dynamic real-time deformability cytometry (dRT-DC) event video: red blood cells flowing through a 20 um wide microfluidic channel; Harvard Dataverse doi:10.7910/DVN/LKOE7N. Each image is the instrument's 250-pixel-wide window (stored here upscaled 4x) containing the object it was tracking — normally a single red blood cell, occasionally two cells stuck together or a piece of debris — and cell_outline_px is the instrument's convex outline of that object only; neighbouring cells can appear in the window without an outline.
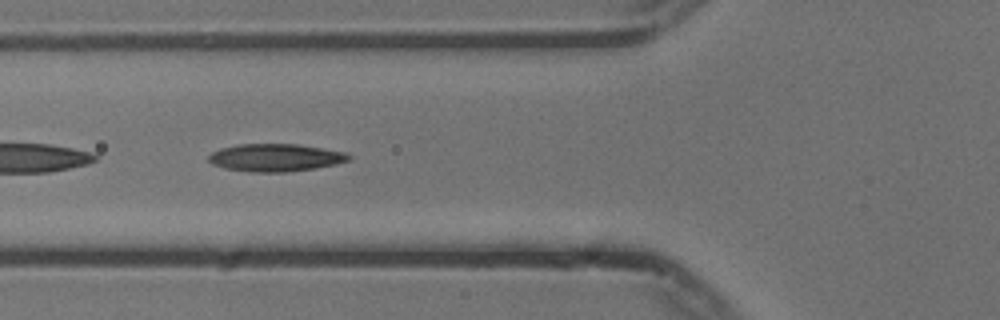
{"species": "common noctule bat (a hibernating species)", "species_latin": "Nyctalus noctula", "temperature_condition": "cold", "stored_images_in_passage": 53, "camera_frame_rate_fps": 3000, "um_per_image_px": 0.085, "animal": {"sex": "male", "body_mass_g": 13.3}, "frame": {"image": 1, "passage_image": 17, "time_ms": 5.333, "image_size_px": [1000, 320], "cell_outline_px": [[352, 160], [336, 164], [316, 168], [284, 172], [252, 172], [224, 168], [212, 164], [208, 160], [208, 156], [212, 152], [220, 148], [236, 144], [296, 144], [344, 152], [352, 156]], "centroid_in_image_um": [23.4, 13.4], "position_along_channel_um": 102.4, "area_um2": 22.6}}
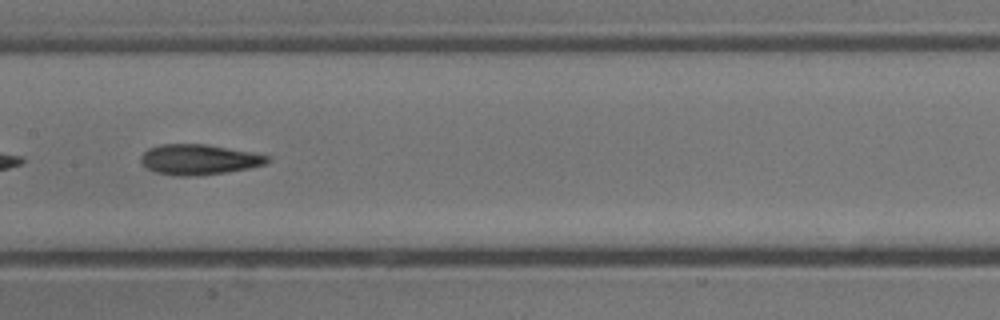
{"frame": {"image": 2, "passage_image": 24, "time_ms": 7.667, "image_size_px": [1000, 320], "cell_outline_px": [[272, 156], [264, 164], [248, 168], [224, 172], [196, 176], [176, 176], [156, 172], [148, 168], [140, 160], [144, 152], [148, 148], [160, 144], [204, 144], [252, 152]], "centroid_in_image_um": [16.9, 13.55], "position_along_channel_um": 190.5, "area_um2": 22.14}}
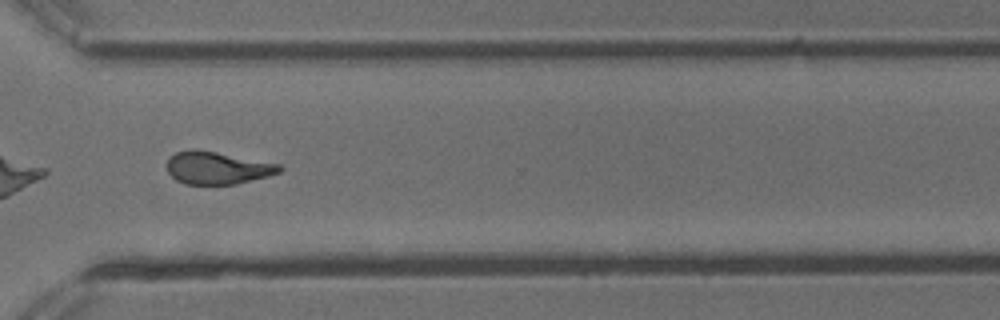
{"frame": {"image": 3, "passage_image": 37, "time_ms": 12.0, "image_size_px": [1000, 320], "cell_outline_px": [[284, 168], [280, 172], [268, 176], [236, 184], [184, 184], [176, 180], [168, 172], [168, 156], [176, 152], [192, 148], [216, 152], [280, 164]], "centroid_in_image_um": [18.46, 14.26], "position_along_channel_um": 352.1, "area_um2": 21.33}, "authors_computed_cell_mechanics": {"area_um2": 22.3108, "velocity_mm_per_s": 3.7451, "shape_relaxation_time_tau1_ms": 6.9982, "shape_relaxation_time_tau2_ms": 3.7943, "deformation_change_tau1": 0.1873, "deformation_change_tau2": 0.1248}}